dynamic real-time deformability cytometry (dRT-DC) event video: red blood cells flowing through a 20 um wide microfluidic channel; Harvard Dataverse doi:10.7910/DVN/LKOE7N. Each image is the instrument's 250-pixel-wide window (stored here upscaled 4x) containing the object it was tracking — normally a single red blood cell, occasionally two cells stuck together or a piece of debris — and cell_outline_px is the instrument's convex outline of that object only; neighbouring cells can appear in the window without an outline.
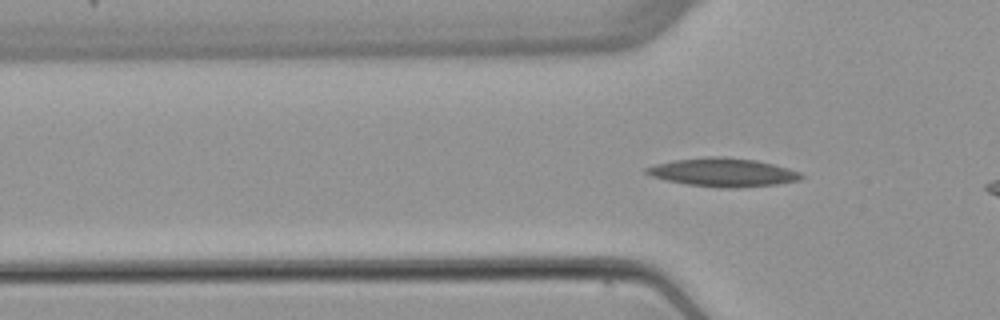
{"species": "common noctule bat (a hibernating species)", "species_latin": "Nyctalus noctula", "temperature_condition": "warm", "stored_images_in_passage": 3, "camera_frame_rate_fps": 3000, "um_per_image_px": 0.085, "animal": {"sex": "female", "body_mass_g": 22.7, "forearm_length_mm": 54.2}, "frame": {"image": 1, "passage_image": 3, "time_ms": 2.333, "image_size_px": [1000, 320], "cell_outline_px": [[804, 176], [800, 180], [776, 184], [732, 188], [720, 188], [688, 184], [668, 180], [652, 176], [644, 172], [644, 168], [656, 164], [672, 160], [708, 156], [720, 156], [756, 160], [788, 168], [800, 172]], "centroid_in_image_um": [61.45, 14.64], "position_along_channel_um": 64.4, "area_um2": 25.55}}